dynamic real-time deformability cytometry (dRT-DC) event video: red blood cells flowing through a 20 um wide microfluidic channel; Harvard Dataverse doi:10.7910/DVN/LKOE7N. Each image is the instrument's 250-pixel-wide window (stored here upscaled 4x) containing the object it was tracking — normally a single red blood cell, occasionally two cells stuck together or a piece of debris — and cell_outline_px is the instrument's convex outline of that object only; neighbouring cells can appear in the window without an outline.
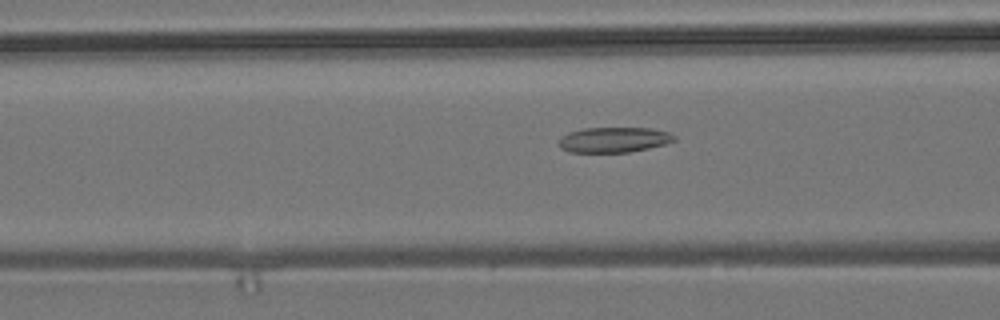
{"species": "common noctule bat (a hibernating species)", "species_latin": "Nyctalus noctula", "temperature_condition": "room temperature", "stored_images_in_passage": 51, "camera_frame_rate_fps": 3000, "um_per_image_px": 0.085, "animal": {"sex": "male", "body_mass_g": 19.2, "forearm_length_mm": 51.8}, "frame": {"image": 1, "passage_image": 17, "time_ms": 5.333, "image_size_px": [1000, 320], "cell_outline_px": [[676, 140], [664, 144], [648, 148], [628, 152], [568, 152], [560, 148], [560, 136], [568, 132], [584, 128], [652, 128], [668, 132], [676, 136]], "centroid_in_image_um": [52.17, 11.87], "position_along_channel_um": 114.4, "area_um2": 16.99}}
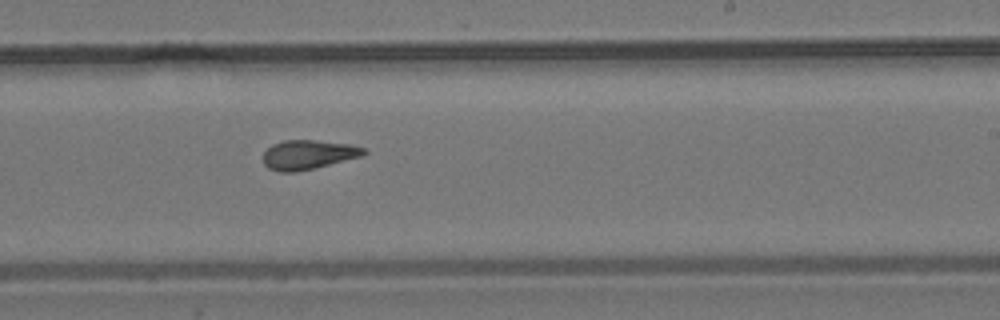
{"frame": {"image": 2, "passage_image": 29, "time_ms": 9.333, "image_size_px": [1000, 320], "cell_outline_px": [[368, 152], [364, 156], [296, 172], [280, 172], [268, 168], [264, 164], [264, 152], [272, 144], [284, 140], [316, 140], [352, 144], [364, 148]], "centroid_in_image_um": [26.23, 13.14], "position_along_channel_um": 262.8, "area_um2": 17.28}}
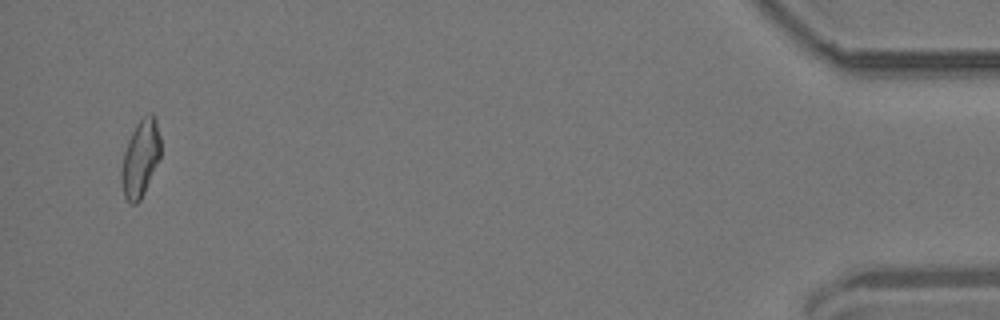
{"frame": {"image": 3, "passage_image": 49, "time_ms": 16.0, "image_size_px": [1000, 320], "cell_outline_px": [[160, 156], [144, 192], [140, 200], [136, 204], [132, 204], [124, 196], [120, 176], [120, 172], [124, 152], [128, 140], [136, 124], [144, 116], [152, 112], [156, 116], [160, 136]], "centroid_in_image_um": [11.93, 13.43], "position_along_channel_um": 423.3, "area_um2": 17.46}, "authors_computed_cell_mechanics": {"area_um2": 17.4556, "velocity_mm_per_s": 3.7077, "shape_relaxation_time_tau1_ms": null, "shape_relaxation_time_tau2_ms": 2.6665, "deformation_change_tau1": null, "deformation_change_tau2": 0.1199}}